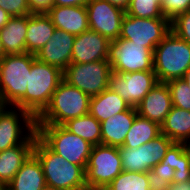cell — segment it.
<instances>
[{"instance_id":"34","label":"cell","mask_w":190,"mask_h":190,"mask_svg":"<svg viewBox=\"0 0 190 190\" xmlns=\"http://www.w3.org/2000/svg\"><path fill=\"white\" fill-rule=\"evenodd\" d=\"M161 11L165 18L172 21L177 15L190 11V0H162Z\"/></svg>"},{"instance_id":"25","label":"cell","mask_w":190,"mask_h":190,"mask_svg":"<svg viewBox=\"0 0 190 190\" xmlns=\"http://www.w3.org/2000/svg\"><path fill=\"white\" fill-rule=\"evenodd\" d=\"M161 134L176 143L190 141V111L173 106L161 125Z\"/></svg>"},{"instance_id":"7","label":"cell","mask_w":190,"mask_h":190,"mask_svg":"<svg viewBox=\"0 0 190 190\" xmlns=\"http://www.w3.org/2000/svg\"><path fill=\"white\" fill-rule=\"evenodd\" d=\"M122 171L118 147L93 146L85 169L87 190H103Z\"/></svg>"},{"instance_id":"6","label":"cell","mask_w":190,"mask_h":190,"mask_svg":"<svg viewBox=\"0 0 190 190\" xmlns=\"http://www.w3.org/2000/svg\"><path fill=\"white\" fill-rule=\"evenodd\" d=\"M36 132L53 152L86 169L92 144L69 132L62 125H36Z\"/></svg>"},{"instance_id":"2","label":"cell","mask_w":190,"mask_h":190,"mask_svg":"<svg viewBox=\"0 0 190 190\" xmlns=\"http://www.w3.org/2000/svg\"><path fill=\"white\" fill-rule=\"evenodd\" d=\"M62 79L63 71L36 58L31 65L26 94L14 106L36 119L49 105Z\"/></svg>"},{"instance_id":"8","label":"cell","mask_w":190,"mask_h":190,"mask_svg":"<svg viewBox=\"0 0 190 190\" xmlns=\"http://www.w3.org/2000/svg\"><path fill=\"white\" fill-rule=\"evenodd\" d=\"M111 73L112 68L108 60L86 64L73 63L63 71V79L91 98L108 88Z\"/></svg>"},{"instance_id":"14","label":"cell","mask_w":190,"mask_h":190,"mask_svg":"<svg viewBox=\"0 0 190 190\" xmlns=\"http://www.w3.org/2000/svg\"><path fill=\"white\" fill-rule=\"evenodd\" d=\"M86 9L89 30L101 34L110 41L119 38L125 10L105 0H90Z\"/></svg>"},{"instance_id":"16","label":"cell","mask_w":190,"mask_h":190,"mask_svg":"<svg viewBox=\"0 0 190 190\" xmlns=\"http://www.w3.org/2000/svg\"><path fill=\"white\" fill-rule=\"evenodd\" d=\"M75 37L64 30L56 28L46 45L36 53V58L64 71L71 64Z\"/></svg>"},{"instance_id":"37","label":"cell","mask_w":190,"mask_h":190,"mask_svg":"<svg viewBox=\"0 0 190 190\" xmlns=\"http://www.w3.org/2000/svg\"><path fill=\"white\" fill-rule=\"evenodd\" d=\"M169 190H190V176L178 177L170 184Z\"/></svg>"},{"instance_id":"1","label":"cell","mask_w":190,"mask_h":190,"mask_svg":"<svg viewBox=\"0 0 190 190\" xmlns=\"http://www.w3.org/2000/svg\"><path fill=\"white\" fill-rule=\"evenodd\" d=\"M33 154L42 165L46 185L58 190H87L85 170L53 152L38 136Z\"/></svg>"},{"instance_id":"41","label":"cell","mask_w":190,"mask_h":190,"mask_svg":"<svg viewBox=\"0 0 190 190\" xmlns=\"http://www.w3.org/2000/svg\"><path fill=\"white\" fill-rule=\"evenodd\" d=\"M182 79L186 82V84L188 85L190 89V68L185 72Z\"/></svg>"},{"instance_id":"32","label":"cell","mask_w":190,"mask_h":190,"mask_svg":"<svg viewBox=\"0 0 190 190\" xmlns=\"http://www.w3.org/2000/svg\"><path fill=\"white\" fill-rule=\"evenodd\" d=\"M175 107L190 111V89L186 82L180 79H173L166 82Z\"/></svg>"},{"instance_id":"29","label":"cell","mask_w":190,"mask_h":190,"mask_svg":"<svg viewBox=\"0 0 190 190\" xmlns=\"http://www.w3.org/2000/svg\"><path fill=\"white\" fill-rule=\"evenodd\" d=\"M103 190H150L147 172L122 171Z\"/></svg>"},{"instance_id":"4","label":"cell","mask_w":190,"mask_h":190,"mask_svg":"<svg viewBox=\"0 0 190 190\" xmlns=\"http://www.w3.org/2000/svg\"><path fill=\"white\" fill-rule=\"evenodd\" d=\"M190 68V44L170 31L153 51V70L158 82L183 78Z\"/></svg>"},{"instance_id":"28","label":"cell","mask_w":190,"mask_h":190,"mask_svg":"<svg viewBox=\"0 0 190 190\" xmlns=\"http://www.w3.org/2000/svg\"><path fill=\"white\" fill-rule=\"evenodd\" d=\"M160 163L168 164L178 177L190 176V157L185 149V143L174 142Z\"/></svg>"},{"instance_id":"40","label":"cell","mask_w":190,"mask_h":190,"mask_svg":"<svg viewBox=\"0 0 190 190\" xmlns=\"http://www.w3.org/2000/svg\"><path fill=\"white\" fill-rule=\"evenodd\" d=\"M11 16L0 7V30L7 24Z\"/></svg>"},{"instance_id":"44","label":"cell","mask_w":190,"mask_h":190,"mask_svg":"<svg viewBox=\"0 0 190 190\" xmlns=\"http://www.w3.org/2000/svg\"><path fill=\"white\" fill-rule=\"evenodd\" d=\"M41 190H58V189L48 186V185H45Z\"/></svg>"},{"instance_id":"18","label":"cell","mask_w":190,"mask_h":190,"mask_svg":"<svg viewBox=\"0 0 190 190\" xmlns=\"http://www.w3.org/2000/svg\"><path fill=\"white\" fill-rule=\"evenodd\" d=\"M37 136L35 131L23 144L0 151V186L3 189L33 154Z\"/></svg>"},{"instance_id":"27","label":"cell","mask_w":190,"mask_h":190,"mask_svg":"<svg viewBox=\"0 0 190 190\" xmlns=\"http://www.w3.org/2000/svg\"><path fill=\"white\" fill-rule=\"evenodd\" d=\"M93 146L101 144V124L89 113L65 122L62 125Z\"/></svg>"},{"instance_id":"17","label":"cell","mask_w":190,"mask_h":190,"mask_svg":"<svg viewBox=\"0 0 190 190\" xmlns=\"http://www.w3.org/2000/svg\"><path fill=\"white\" fill-rule=\"evenodd\" d=\"M172 107L171 94L167 84L158 82L137 105L136 110L139 116L161 126Z\"/></svg>"},{"instance_id":"13","label":"cell","mask_w":190,"mask_h":190,"mask_svg":"<svg viewBox=\"0 0 190 190\" xmlns=\"http://www.w3.org/2000/svg\"><path fill=\"white\" fill-rule=\"evenodd\" d=\"M158 83L154 71H139L125 74H110L109 86L131 107L136 108L141 100Z\"/></svg>"},{"instance_id":"20","label":"cell","mask_w":190,"mask_h":190,"mask_svg":"<svg viewBox=\"0 0 190 190\" xmlns=\"http://www.w3.org/2000/svg\"><path fill=\"white\" fill-rule=\"evenodd\" d=\"M136 115V108L130 107L128 110L100 122L101 144L112 147L123 146L127 133L129 132Z\"/></svg>"},{"instance_id":"21","label":"cell","mask_w":190,"mask_h":190,"mask_svg":"<svg viewBox=\"0 0 190 190\" xmlns=\"http://www.w3.org/2000/svg\"><path fill=\"white\" fill-rule=\"evenodd\" d=\"M56 27L46 13H31L28 15L26 34V52L36 55L52 37Z\"/></svg>"},{"instance_id":"15","label":"cell","mask_w":190,"mask_h":190,"mask_svg":"<svg viewBox=\"0 0 190 190\" xmlns=\"http://www.w3.org/2000/svg\"><path fill=\"white\" fill-rule=\"evenodd\" d=\"M110 42L109 39L92 30L77 35L73 44L71 64L107 60Z\"/></svg>"},{"instance_id":"11","label":"cell","mask_w":190,"mask_h":190,"mask_svg":"<svg viewBox=\"0 0 190 190\" xmlns=\"http://www.w3.org/2000/svg\"><path fill=\"white\" fill-rule=\"evenodd\" d=\"M35 131L36 119L29 112L0 105V151L23 144Z\"/></svg>"},{"instance_id":"22","label":"cell","mask_w":190,"mask_h":190,"mask_svg":"<svg viewBox=\"0 0 190 190\" xmlns=\"http://www.w3.org/2000/svg\"><path fill=\"white\" fill-rule=\"evenodd\" d=\"M27 16L10 17L7 24L0 30V39L4 54H21L26 52Z\"/></svg>"},{"instance_id":"31","label":"cell","mask_w":190,"mask_h":190,"mask_svg":"<svg viewBox=\"0 0 190 190\" xmlns=\"http://www.w3.org/2000/svg\"><path fill=\"white\" fill-rule=\"evenodd\" d=\"M162 0H130L126 14L139 18H165L161 11Z\"/></svg>"},{"instance_id":"42","label":"cell","mask_w":190,"mask_h":190,"mask_svg":"<svg viewBox=\"0 0 190 190\" xmlns=\"http://www.w3.org/2000/svg\"><path fill=\"white\" fill-rule=\"evenodd\" d=\"M4 49H3V46H2V42H1V39H0V60L3 58L4 56Z\"/></svg>"},{"instance_id":"19","label":"cell","mask_w":190,"mask_h":190,"mask_svg":"<svg viewBox=\"0 0 190 190\" xmlns=\"http://www.w3.org/2000/svg\"><path fill=\"white\" fill-rule=\"evenodd\" d=\"M46 14L57 29L74 36L89 30L86 6H52Z\"/></svg>"},{"instance_id":"38","label":"cell","mask_w":190,"mask_h":190,"mask_svg":"<svg viewBox=\"0 0 190 190\" xmlns=\"http://www.w3.org/2000/svg\"><path fill=\"white\" fill-rule=\"evenodd\" d=\"M90 0H53V6H86Z\"/></svg>"},{"instance_id":"3","label":"cell","mask_w":190,"mask_h":190,"mask_svg":"<svg viewBox=\"0 0 190 190\" xmlns=\"http://www.w3.org/2000/svg\"><path fill=\"white\" fill-rule=\"evenodd\" d=\"M90 97L64 79L52 94L49 105L36 118V125H63L89 113Z\"/></svg>"},{"instance_id":"26","label":"cell","mask_w":190,"mask_h":190,"mask_svg":"<svg viewBox=\"0 0 190 190\" xmlns=\"http://www.w3.org/2000/svg\"><path fill=\"white\" fill-rule=\"evenodd\" d=\"M161 135V126L138 114L127 133L124 146L136 149Z\"/></svg>"},{"instance_id":"9","label":"cell","mask_w":190,"mask_h":190,"mask_svg":"<svg viewBox=\"0 0 190 190\" xmlns=\"http://www.w3.org/2000/svg\"><path fill=\"white\" fill-rule=\"evenodd\" d=\"M107 60L112 71L119 74L154 71L153 51L125 39L110 42Z\"/></svg>"},{"instance_id":"30","label":"cell","mask_w":190,"mask_h":190,"mask_svg":"<svg viewBox=\"0 0 190 190\" xmlns=\"http://www.w3.org/2000/svg\"><path fill=\"white\" fill-rule=\"evenodd\" d=\"M150 190H169L178 176L168 164L158 163L147 172Z\"/></svg>"},{"instance_id":"24","label":"cell","mask_w":190,"mask_h":190,"mask_svg":"<svg viewBox=\"0 0 190 190\" xmlns=\"http://www.w3.org/2000/svg\"><path fill=\"white\" fill-rule=\"evenodd\" d=\"M131 106L126 103L115 91L107 88L97 96L90 98L89 114L99 122L111 116L126 111Z\"/></svg>"},{"instance_id":"5","label":"cell","mask_w":190,"mask_h":190,"mask_svg":"<svg viewBox=\"0 0 190 190\" xmlns=\"http://www.w3.org/2000/svg\"><path fill=\"white\" fill-rule=\"evenodd\" d=\"M35 59L34 54L27 52L3 56L0 60V105L14 106L26 94Z\"/></svg>"},{"instance_id":"10","label":"cell","mask_w":190,"mask_h":190,"mask_svg":"<svg viewBox=\"0 0 190 190\" xmlns=\"http://www.w3.org/2000/svg\"><path fill=\"white\" fill-rule=\"evenodd\" d=\"M170 31V21L167 18H139L125 14L119 38L154 51Z\"/></svg>"},{"instance_id":"12","label":"cell","mask_w":190,"mask_h":190,"mask_svg":"<svg viewBox=\"0 0 190 190\" xmlns=\"http://www.w3.org/2000/svg\"><path fill=\"white\" fill-rule=\"evenodd\" d=\"M173 143L170 138L161 134L136 149L124 145L118 147L123 171L148 172L161 162L166 155V151Z\"/></svg>"},{"instance_id":"36","label":"cell","mask_w":190,"mask_h":190,"mask_svg":"<svg viewBox=\"0 0 190 190\" xmlns=\"http://www.w3.org/2000/svg\"><path fill=\"white\" fill-rule=\"evenodd\" d=\"M32 13H46L52 6L53 0H27Z\"/></svg>"},{"instance_id":"39","label":"cell","mask_w":190,"mask_h":190,"mask_svg":"<svg viewBox=\"0 0 190 190\" xmlns=\"http://www.w3.org/2000/svg\"><path fill=\"white\" fill-rule=\"evenodd\" d=\"M112 5H115L123 10H126L129 6L130 0H105Z\"/></svg>"},{"instance_id":"35","label":"cell","mask_w":190,"mask_h":190,"mask_svg":"<svg viewBox=\"0 0 190 190\" xmlns=\"http://www.w3.org/2000/svg\"><path fill=\"white\" fill-rule=\"evenodd\" d=\"M0 7L11 17L27 16L32 13L27 0H0Z\"/></svg>"},{"instance_id":"33","label":"cell","mask_w":190,"mask_h":190,"mask_svg":"<svg viewBox=\"0 0 190 190\" xmlns=\"http://www.w3.org/2000/svg\"><path fill=\"white\" fill-rule=\"evenodd\" d=\"M171 31L190 44V11L177 15L170 21Z\"/></svg>"},{"instance_id":"23","label":"cell","mask_w":190,"mask_h":190,"mask_svg":"<svg viewBox=\"0 0 190 190\" xmlns=\"http://www.w3.org/2000/svg\"><path fill=\"white\" fill-rule=\"evenodd\" d=\"M45 185L42 165L32 154L4 190H41Z\"/></svg>"},{"instance_id":"43","label":"cell","mask_w":190,"mask_h":190,"mask_svg":"<svg viewBox=\"0 0 190 190\" xmlns=\"http://www.w3.org/2000/svg\"><path fill=\"white\" fill-rule=\"evenodd\" d=\"M185 149L190 157V141L185 142Z\"/></svg>"}]
</instances>
